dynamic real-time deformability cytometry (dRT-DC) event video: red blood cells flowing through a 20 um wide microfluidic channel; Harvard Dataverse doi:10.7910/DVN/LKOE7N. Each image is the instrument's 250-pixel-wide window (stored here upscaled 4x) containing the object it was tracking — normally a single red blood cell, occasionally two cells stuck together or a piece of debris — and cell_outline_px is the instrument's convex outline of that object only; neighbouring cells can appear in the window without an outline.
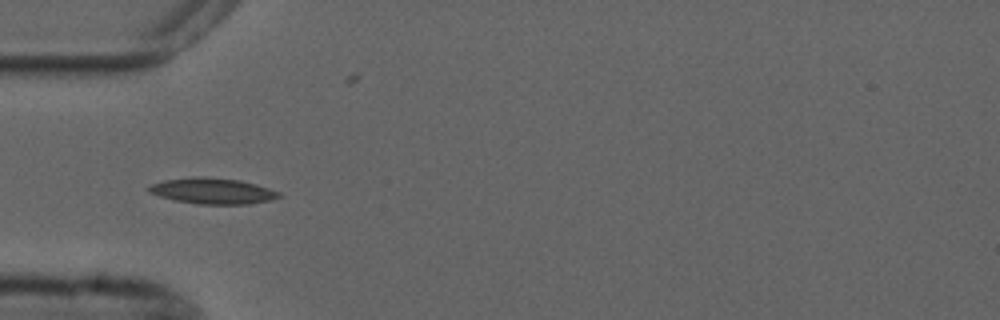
{"species": "common noctule bat (a hibernating species)", "species_latin": "Nyctalus noctula", "temperature_condition": "cold", "stored_images_in_passage": 6, "camera_frame_rate_fps": 3000, "um_per_image_px": 0.085, "animal": {"sex": "male", "forearm_length_mm": 52.5}, "frame": {"image": 1, "passage_image": 3, "time_ms": 3.333, "image_size_px": [1000, 320], "cell_outline_px": [[280, 196], [272, 200], [248, 204], [200, 204], [176, 200], [160, 196], [148, 192], [148, 188], [152, 184], [164, 180], [196, 176], [200, 176], [240, 180], [256, 184], [280, 192]], "centroid_in_image_um": [18.08, 16.23], "position_along_channel_um": 66.9, "area_um2": 19.48}}
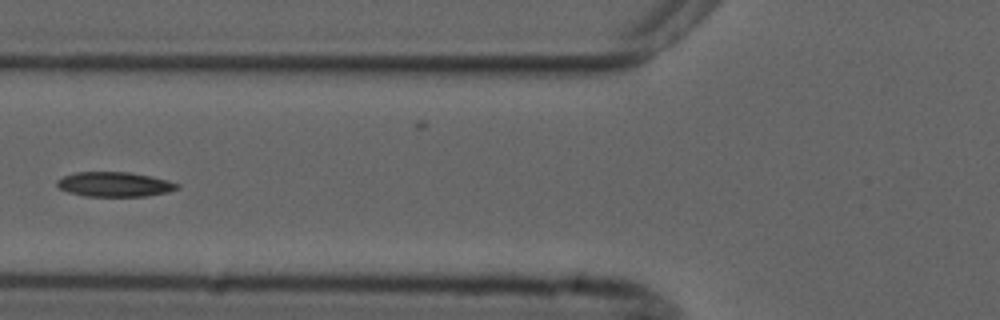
{"frame": {"image": 2, "passage_image": 4, "time_ms": 4.667, "image_size_px": [1000, 320], "cell_outline_px": [[180, 188], [168, 192], [144, 196], [84, 196], [68, 192], [60, 188], [56, 184], [56, 180], [64, 176], [76, 172], [128, 172], [168, 180], [180, 184]], "centroid_in_image_um": [9.73, 15.67], "position_along_channel_um": 116.1, "area_um2": 17.22}}
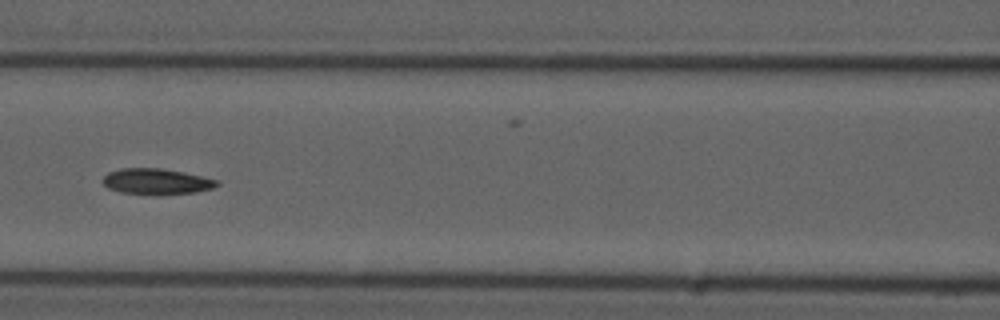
{"frame": {"image": 3, "passage_image": 5, "time_ms": 5.667, "image_size_px": [1000, 320], "cell_outline_px": [[220, 184], [212, 188], [196, 192], [120, 192], [108, 188], [100, 180], [108, 172], [124, 168], [160, 168], [184, 172], [220, 180]], "centroid_in_image_um": [13.3, 15.38], "position_along_channel_um": 153.3, "area_um2": 16.47}}